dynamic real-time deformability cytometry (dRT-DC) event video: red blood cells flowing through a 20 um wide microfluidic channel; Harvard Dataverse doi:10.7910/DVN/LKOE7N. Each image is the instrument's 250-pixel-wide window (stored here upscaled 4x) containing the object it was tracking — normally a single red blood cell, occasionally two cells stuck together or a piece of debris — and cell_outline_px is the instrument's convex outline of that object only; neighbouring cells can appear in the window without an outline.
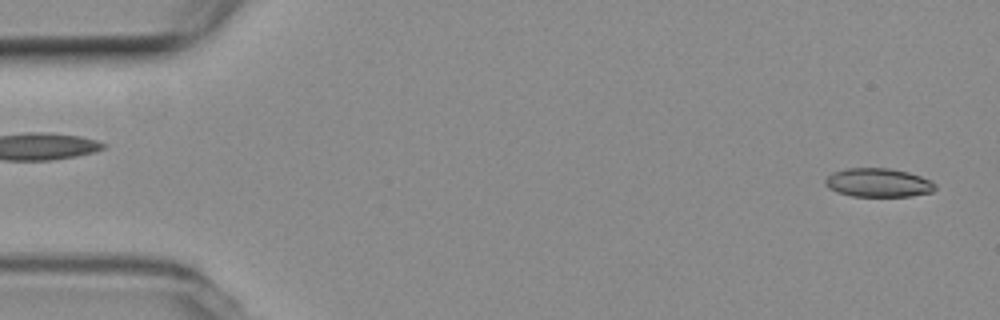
{"species": "common noctule bat (a hibernating species)", "species_latin": "Nyctalus noctula", "temperature_condition": "room temperature", "stored_images_in_passage": 53, "camera_frame_rate_fps": 3000, "um_per_image_px": 0.085, "animal": {"sex": "female", "body_mass_g": 19.3, "forearm_length_mm": 54.1}, "frame": {"image": 1, "passage_image": 2, "time_ms": 0.333, "image_size_px": [1000, 320], "cell_outline_px": [[936, 188], [932, 192], [912, 196], [852, 196], [836, 192], [828, 188], [824, 184], [824, 180], [832, 172], [844, 168], [888, 168], [908, 172], [932, 180], [936, 184]], "centroid_in_image_um": [74.64, 15.52], "position_along_channel_um": 10.4, "area_um2": 18.61}}
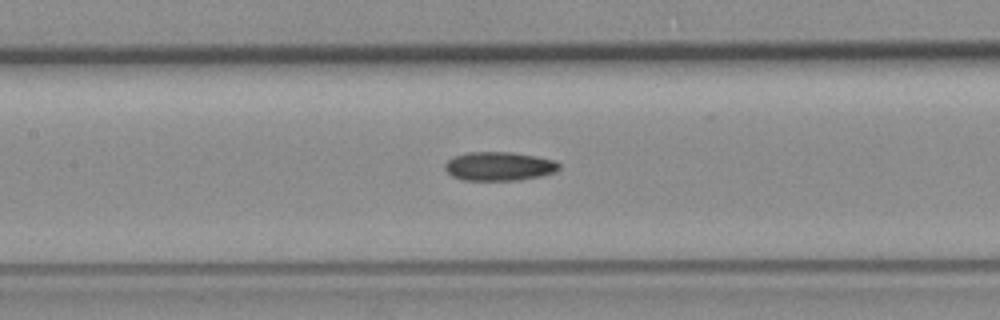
{"frame": {"image": 2, "passage_image": 24, "time_ms": 7.667, "image_size_px": [1000, 320], "cell_outline_px": [[560, 168], [556, 172], [540, 176], [516, 180], [464, 180], [452, 176], [444, 168], [444, 164], [448, 160], [456, 156], [468, 152], [512, 152], [536, 156], [556, 160], [560, 164]], "centroid_in_image_um": [42.45, 14.13], "position_along_channel_um": 164.9, "area_um2": 19.19}}
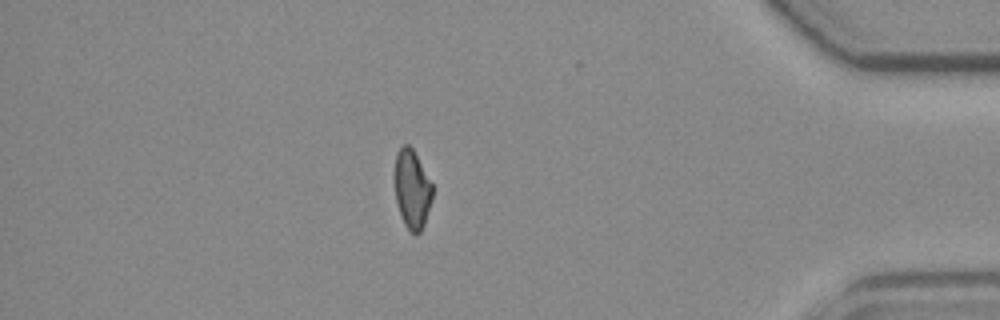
{"frame": {"image": 3, "passage_image": 46, "time_ms": 15.0, "image_size_px": [1000, 320], "cell_outline_px": [[432, 200], [424, 224], [420, 232], [416, 236], [404, 224], [396, 200], [392, 176], [396, 152], [404, 144], [408, 144], [412, 148], [432, 184]], "centroid_in_image_um": [34.98, 16.06], "position_along_channel_um": 400.2, "area_um2": 17.57}, "authors_computed_cell_mechanics": {"area_um2": 18.7272, "velocity_mm_per_s": 3.8072, "shape_relaxation_time_tau1_ms": null, "shape_relaxation_time_tau2_ms": 7.7614, "deformation_change_tau1": null, "deformation_change_tau2": 0.1557}}